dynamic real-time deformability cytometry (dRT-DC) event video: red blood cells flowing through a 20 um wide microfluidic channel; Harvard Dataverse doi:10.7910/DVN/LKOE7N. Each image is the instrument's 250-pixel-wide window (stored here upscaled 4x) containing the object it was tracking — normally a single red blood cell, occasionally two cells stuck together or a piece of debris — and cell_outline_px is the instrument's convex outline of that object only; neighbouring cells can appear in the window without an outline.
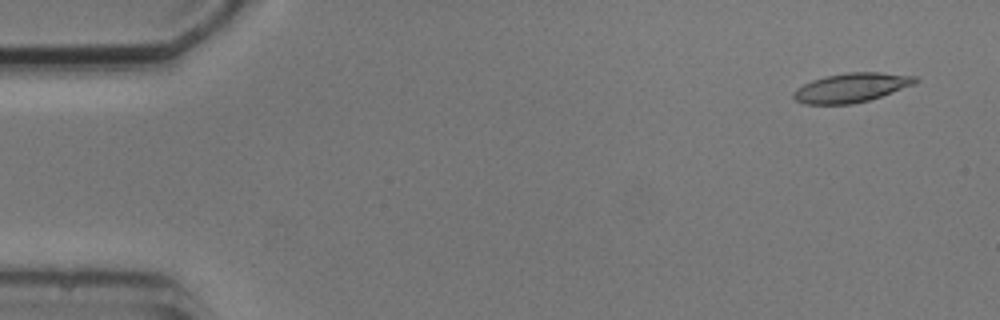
{"species": "common noctule bat (a hibernating species)", "species_latin": "Nyctalus noctula", "temperature_condition": "cold", "stored_images_in_passage": 5, "camera_frame_rate_fps": 3000, "um_per_image_px": 0.085, "animal": {"sex": "male", "body_mass_g": 20.5, "forearm_length_mm": 52.5}, "frame": {"image": 1, "passage_image": 1, "time_ms": 0.0, "image_size_px": [1000, 320], "cell_outline_px": [[920, 80], [916, 84], [868, 100], [852, 104], [804, 104], [796, 100], [792, 96], [792, 92], [796, 88], [812, 80], [828, 76], [848, 72], [880, 72], [916, 76]], "centroid_in_image_um": [72.37, 7.45], "position_along_channel_um": 12.6, "area_um2": 20.69}}
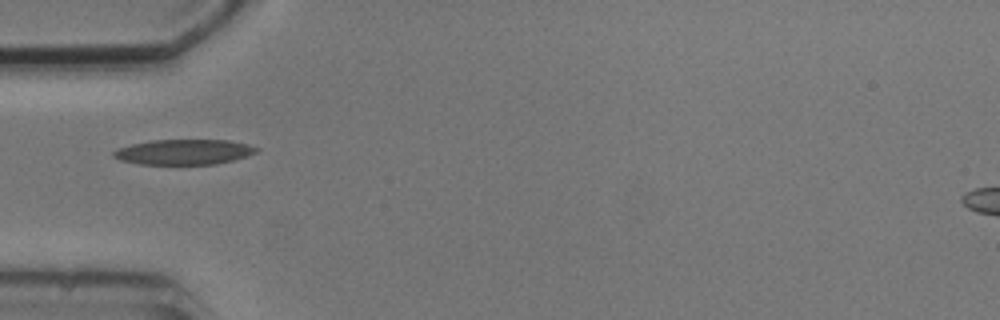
{"frame": {"image": 2, "passage_image": 5, "time_ms": 4.667, "image_size_px": [1000, 320], "cell_outline_px": [[260, 148], [256, 152], [248, 156], [216, 164], [140, 164], [120, 160], [112, 156], [112, 152], [116, 148], [132, 144], [152, 140], [228, 140], [248, 144]], "centroid_in_image_um": [15.62, 12.91], "position_along_channel_um": 69.4, "area_um2": 21.04}}